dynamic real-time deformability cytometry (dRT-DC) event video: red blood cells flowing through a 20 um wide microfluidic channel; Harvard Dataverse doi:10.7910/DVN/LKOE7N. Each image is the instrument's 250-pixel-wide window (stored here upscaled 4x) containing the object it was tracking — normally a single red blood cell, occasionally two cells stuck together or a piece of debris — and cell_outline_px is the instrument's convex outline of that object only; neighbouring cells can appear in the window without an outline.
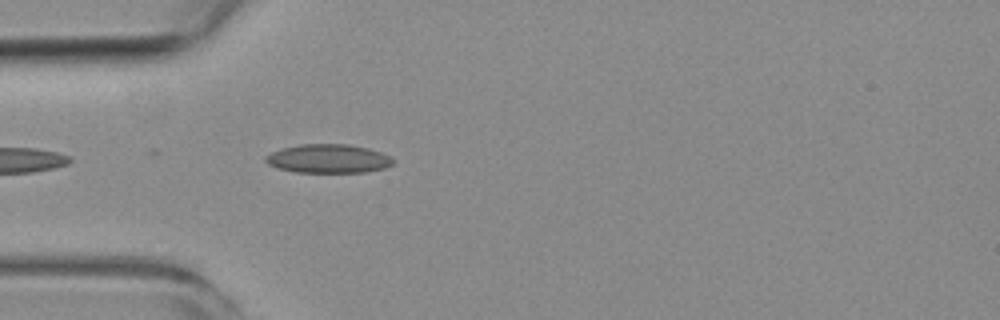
{"species": "common noctule bat (a hibernating species)", "species_latin": "Nyctalus noctula", "temperature_condition": "room temperature", "stored_images_in_passage": 1, "camera_frame_rate_fps": 3000, "um_per_image_px": 0.085, "animal": {"sex": "female", "body_mass_g": 19.3, "forearm_length_mm": 54.1}, "frame": {"image": 1, "passage_image": 1, "time_ms": 0.0, "image_size_px": [1000, 320], "cell_outline_px": [[396, 160], [392, 164], [384, 168], [364, 172], [296, 172], [276, 168], [268, 164], [264, 160], [264, 156], [280, 148], [300, 144], [348, 144], [368, 148], [392, 156]], "centroid_in_image_um": [27.89, 13.48], "position_along_channel_um": 57.1, "area_um2": 21.56}}